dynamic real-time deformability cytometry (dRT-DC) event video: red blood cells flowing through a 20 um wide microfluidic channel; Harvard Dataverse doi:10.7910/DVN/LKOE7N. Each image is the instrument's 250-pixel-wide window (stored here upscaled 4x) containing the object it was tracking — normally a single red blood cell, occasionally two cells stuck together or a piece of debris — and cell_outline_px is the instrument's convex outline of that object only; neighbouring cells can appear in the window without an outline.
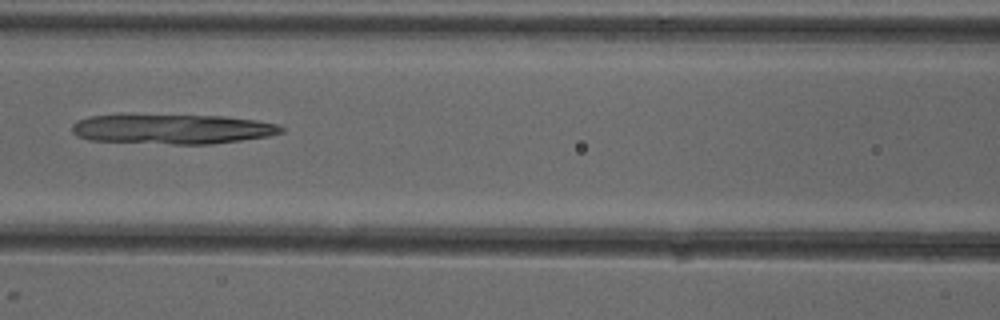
{"species": "common noctule bat (a hibernating species)", "species_latin": "Nyctalus noctula", "temperature_condition": "cold", "stored_images_in_passage": 7, "camera_frame_rate_fps": 3000, "um_per_image_px": 0.085, "animal": {"sex": "female"}, "frame": {"image": 1, "passage_image": 7, "time_ms": 7.0, "image_size_px": [1000, 320], "cell_outline_px": [[284, 132], [268, 136], [212, 144], [172, 144], [88, 140], [72, 132], [72, 124], [76, 120], [88, 116], [120, 112], [224, 116], [256, 120], [280, 124], [284, 128]], "centroid_in_image_um": [14.57, 10.92], "position_along_channel_um": 152.0, "area_um2": 37.8}}